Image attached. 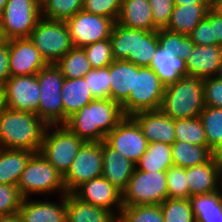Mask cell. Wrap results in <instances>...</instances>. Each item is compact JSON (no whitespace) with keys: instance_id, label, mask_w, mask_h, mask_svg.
Returning a JSON list of instances; mask_svg holds the SVG:
<instances>
[{"instance_id":"53","label":"cell","mask_w":222,"mask_h":222,"mask_svg":"<svg viewBox=\"0 0 222 222\" xmlns=\"http://www.w3.org/2000/svg\"><path fill=\"white\" fill-rule=\"evenodd\" d=\"M212 9L217 12L220 16H222V0H218L216 3L212 5Z\"/></svg>"},{"instance_id":"47","label":"cell","mask_w":222,"mask_h":222,"mask_svg":"<svg viewBox=\"0 0 222 222\" xmlns=\"http://www.w3.org/2000/svg\"><path fill=\"white\" fill-rule=\"evenodd\" d=\"M188 36L195 45L207 46L215 44L212 25L206 18L202 19Z\"/></svg>"},{"instance_id":"54","label":"cell","mask_w":222,"mask_h":222,"mask_svg":"<svg viewBox=\"0 0 222 222\" xmlns=\"http://www.w3.org/2000/svg\"><path fill=\"white\" fill-rule=\"evenodd\" d=\"M7 0H0V18L3 14L4 8L6 6Z\"/></svg>"},{"instance_id":"15","label":"cell","mask_w":222,"mask_h":222,"mask_svg":"<svg viewBox=\"0 0 222 222\" xmlns=\"http://www.w3.org/2000/svg\"><path fill=\"white\" fill-rule=\"evenodd\" d=\"M3 86L6 108L37 113L41 91L36 75L11 76Z\"/></svg>"},{"instance_id":"56","label":"cell","mask_w":222,"mask_h":222,"mask_svg":"<svg viewBox=\"0 0 222 222\" xmlns=\"http://www.w3.org/2000/svg\"><path fill=\"white\" fill-rule=\"evenodd\" d=\"M209 4L212 6L214 3H216L218 0H207Z\"/></svg>"},{"instance_id":"1","label":"cell","mask_w":222,"mask_h":222,"mask_svg":"<svg viewBox=\"0 0 222 222\" xmlns=\"http://www.w3.org/2000/svg\"><path fill=\"white\" fill-rule=\"evenodd\" d=\"M124 118L121 104L110 98H95L63 125L86 142H102Z\"/></svg>"},{"instance_id":"37","label":"cell","mask_w":222,"mask_h":222,"mask_svg":"<svg viewBox=\"0 0 222 222\" xmlns=\"http://www.w3.org/2000/svg\"><path fill=\"white\" fill-rule=\"evenodd\" d=\"M174 128L177 141L208 147L205 130L199 116L176 119Z\"/></svg>"},{"instance_id":"29","label":"cell","mask_w":222,"mask_h":222,"mask_svg":"<svg viewBox=\"0 0 222 222\" xmlns=\"http://www.w3.org/2000/svg\"><path fill=\"white\" fill-rule=\"evenodd\" d=\"M34 152L0 148V184L17 186L27 162Z\"/></svg>"},{"instance_id":"39","label":"cell","mask_w":222,"mask_h":222,"mask_svg":"<svg viewBox=\"0 0 222 222\" xmlns=\"http://www.w3.org/2000/svg\"><path fill=\"white\" fill-rule=\"evenodd\" d=\"M160 208L164 222H196L189 199L167 198Z\"/></svg>"},{"instance_id":"31","label":"cell","mask_w":222,"mask_h":222,"mask_svg":"<svg viewBox=\"0 0 222 222\" xmlns=\"http://www.w3.org/2000/svg\"><path fill=\"white\" fill-rule=\"evenodd\" d=\"M173 164L171 145L160 142L148 143L146 152L135 164L137 170L166 172Z\"/></svg>"},{"instance_id":"41","label":"cell","mask_w":222,"mask_h":222,"mask_svg":"<svg viewBox=\"0 0 222 222\" xmlns=\"http://www.w3.org/2000/svg\"><path fill=\"white\" fill-rule=\"evenodd\" d=\"M168 198L189 199L185 168L172 165L166 171Z\"/></svg>"},{"instance_id":"2","label":"cell","mask_w":222,"mask_h":222,"mask_svg":"<svg viewBox=\"0 0 222 222\" xmlns=\"http://www.w3.org/2000/svg\"><path fill=\"white\" fill-rule=\"evenodd\" d=\"M47 126L35 113L5 108L0 114V148L38 153Z\"/></svg>"},{"instance_id":"6","label":"cell","mask_w":222,"mask_h":222,"mask_svg":"<svg viewBox=\"0 0 222 222\" xmlns=\"http://www.w3.org/2000/svg\"><path fill=\"white\" fill-rule=\"evenodd\" d=\"M165 91V85L150 67H139L134 72L133 90L121 104L125 116L142 111L159 110Z\"/></svg>"},{"instance_id":"16","label":"cell","mask_w":222,"mask_h":222,"mask_svg":"<svg viewBox=\"0 0 222 222\" xmlns=\"http://www.w3.org/2000/svg\"><path fill=\"white\" fill-rule=\"evenodd\" d=\"M48 63L29 38L9 40L11 76L36 75Z\"/></svg>"},{"instance_id":"14","label":"cell","mask_w":222,"mask_h":222,"mask_svg":"<svg viewBox=\"0 0 222 222\" xmlns=\"http://www.w3.org/2000/svg\"><path fill=\"white\" fill-rule=\"evenodd\" d=\"M120 155L130 159L135 164L146 152L148 141L137 122L131 116L125 118L105 136L104 140Z\"/></svg>"},{"instance_id":"32","label":"cell","mask_w":222,"mask_h":222,"mask_svg":"<svg viewBox=\"0 0 222 222\" xmlns=\"http://www.w3.org/2000/svg\"><path fill=\"white\" fill-rule=\"evenodd\" d=\"M196 222H222V193L194 195L189 198Z\"/></svg>"},{"instance_id":"38","label":"cell","mask_w":222,"mask_h":222,"mask_svg":"<svg viewBox=\"0 0 222 222\" xmlns=\"http://www.w3.org/2000/svg\"><path fill=\"white\" fill-rule=\"evenodd\" d=\"M117 222H164L160 205L123 206Z\"/></svg>"},{"instance_id":"13","label":"cell","mask_w":222,"mask_h":222,"mask_svg":"<svg viewBox=\"0 0 222 222\" xmlns=\"http://www.w3.org/2000/svg\"><path fill=\"white\" fill-rule=\"evenodd\" d=\"M74 47L109 39L113 21L110 18L81 10L66 21Z\"/></svg>"},{"instance_id":"11","label":"cell","mask_w":222,"mask_h":222,"mask_svg":"<svg viewBox=\"0 0 222 222\" xmlns=\"http://www.w3.org/2000/svg\"><path fill=\"white\" fill-rule=\"evenodd\" d=\"M40 18V0H7L0 18L1 39L29 38Z\"/></svg>"},{"instance_id":"57","label":"cell","mask_w":222,"mask_h":222,"mask_svg":"<svg viewBox=\"0 0 222 222\" xmlns=\"http://www.w3.org/2000/svg\"><path fill=\"white\" fill-rule=\"evenodd\" d=\"M220 156V159H221V163H222V153L219 155Z\"/></svg>"},{"instance_id":"52","label":"cell","mask_w":222,"mask_h":222,"mask_svg":"<svg viewBox=\"0 0 222 222\" xmlns=\"http://www.w3.org/2000/svg\"><path fill=\"white\" fill-rule=\"evenodd\" d=\"M6 108L5 105V96H4V86L0 84V114Z\"/></svg>"},{"instance_id":"30","label":"cell","mask_w":222,"mask_h":222,"mask_svg":"<svg viewBox=\"0 0 222 222\" xmlns=\"http://www.w3.org/2000/svg\"><path fill=\"white\" fill-rule=\"evenodd\" d=\"M171 149L173 164L183 168L204 164L215 155L209 147L177 140L171 145Z\"/></svg>"},{"instance_id":"50","label":"cell","mask_w":222,"mask_h":222,"mask_svg":"<svg viewBox=\"0 0 222 222\" xmlns=\"http://www.w3.org/2000/svg\"><path fill=\"white\" fill-rule=\"evenodd\" d=\"M175 5L209 4L207 0H174Z\"/></svg>"},{"instance_id":"48","label":"cell","mask_w":222,"mask_h":222,"mask_svg":"<svg viewBox=\"0 0 222 222\" xmlns=\"http://www.w3.org/2000/svg\"><path fill=\"white\" fill-rule=\"evenodd\" d=\"M11 77L9 66V40H0V84Z\"/></svg>"},{"instance_id":"7","label":"cell","mask_w":222,"mask_h":222,"mask_svg":"<svg viewBox=\"0 0 222 222\" xmlns=\"http://www.w3.org/2000/svg\"><path fill=\"white\" fill-rule=\"evenodd\" d=\"M52 126H55V128L58 126V128L49 133L47 130L52 128ZM57 126H47L39 152L64 176L86 141L73 134L65 125L60 124Z\"/></svg>"},{"instance_id":"24","label":"cell","mask_w":222,"mask_h":222,"mask_svg":"<svg viewBox=\"0 0 222 222\" xmlns=\"http://www.w3.org/2000/svg\"><path fill=\"white\" fill-rule=\"evenodd\" d=\"M117 23L131 29L158 30L153 23L149 0H122Z\"/></svg>"},{"instance_id":"26","label":"cell","mask_w":222,"mask_h":222,"mask_svg":"<svg viewBox=\"0 0 222 222\" xmlns=\"http://www.w3.org/2000/svg\"><path fill=\"white\" fill-rule=\"evenodd\" d=\"M64 106V123L71 115L95 99L85 78L64 79L61 89Z\"/></svg>"},{"instance_id":"18","label":"cell","mask_w":222,"mask_h":222,"mask_svg":"<svg viewBox=\"0 0 222 222\" xmlns=\"http://www.w3.org/2000/svg\"><path fill=\"white\" fill-rule=\"evenodd\" d=\"M190 197L210 194L219 191V181L222 178V163L220 156L215 154L208 162L185 168ZM219 184V185H218Z\"/></svg>"},{"instance_id":"36","label":"cell","mask_w":222,"mask_h":222,"mask_svg":"<svg viewBox=\"0 0 222 222\" xmlns=\"http://www.w3.org/2000/svg\"><path fill=\"white\" fill-rule=\"evenodd\" d=\"M41 17L66 21L83 8V0H40Z\"/></svg>"},{"instance_id":"4","label":"cell","mask_w":222,"mask_h":222,"mask_svg":"<svg viewBox=\"0 0 222 222\" xmlns=\"http://www.w3.org/2000/svg\"><path fill=\"white\" fill-rule=\"evenodd\" d=\"M114 60L149 67L158 48L157 30L131 29L113 23L109 36Z\"/></svg>"},{"instance_id":"27","label":"cell","mask_w":222,"mask_h":222,"mask_svg":"<svg viewBox=\"0 0 222 222\" xmlns=\"http://www.w3.org/2000/svg\"><path fill=\"white\" fill-rule=\"evenodd\" d=\"M66 222H117L109 211L86 203L73 193H66Z\"/></svg>"},{"instance_id":"19","label":"cell","mask_w":222,"mask_h":222,"mask_svg":"<svg viewBox=\"0 0 222 222\" xmlns=\"http://www.w3.org/2000/svg\"><path fill=\"white\" fill-rule=\"evenodd\" d=\"M140 126L148 143L160 142L172 145L176 141L175 120L160 109L142 111L131 116Z\"/></svg>"},{"instance_id":"34","label":"cell","mask_w":222,"mask_h":222,"mask_svg":"<svg viewBox=\"0 0 222 222\" xmlns=\"http://www.w3.org/2000/svg\"><path fill=\"white\" fill-rule=\"evenodd\" d=\"M55 65L60 69L64 78H84L92 69L91 64L82 47H73Z\"/></svg>"},{"instance_id":"40","label":"cell","mask_w":222,"mask_h":222,"mask_svg":"<svg viewBox=\"0 0 222 222\" xmlns=\"http://www.w3.org/2000/svg\"><path fill=\"white\" fill-rule=\"evenodd\" d=\"M83 49L92 69L108 67L114 61L109 39L86 45Z\"/></svg>"},{"instance_id":"20","label":"cell","mask_w":222,"mask_h":222,"mask_svg":"<svg viewBox=\"0 0 222 222\" xmlns=\"http://www.w3.org/2000/svg\"><path fill=\"white\" fill-rule=\"evenodd\" d=\"M102 176L123 192L136 168L135 163L120 155L105 141H102Z\"/></svg>"},{"instance_id":"12","label":"cell","mask_w":222,"mask_h":222,"mask_svg":"<svg viewBox=\"0 0 222 222\" xmlns=\"http://www.w3.org/2000/svg\"><path fill=\"white\" fill-rule=\"evenodd\" d=\"M102 162V142H86L63 176L66 193H73L83 183L102 176Z\"/></svg>"},{"instance_id":"17","label":"cell","mask_w":222,"mask_h":222,"mask_svg":"<svg viewBox=\"0 0 222 222\" xmlns=\"http://www.w3.org/2000/svg\"><path fill=\"white\" fill-rule=\"evenodd\" d=\"M73 194L80 200L113 213L112 206L117 205V215L122 209V192L103 176L91 179L80 185Z\"/></svg>"},{"instance_id":"28","label":"cell","mask_w":222,"mask_h":222,"mask_svg":"<svg viewBox=\"0 0 222 222\" xmlns=\"http://www.w3.org/2000/svg\"><path fill=\"white\" fill-rule=\"evenodd\" d=\"M149 67L154 70L165 86L175 83L187 74L186 61L176 57L174 53L164 51L159 46Z\"/></svg>"},{"instance_id":"45","label":"cell","mask_w":222,"mask_h":222,"mask_svg":"<svg viewBox=\"0 0 222 222\" xmlns=\"http://www.w3.org/2000/svg\"><path fill=\"white\" fill-rule=\"evenodd\" d=\"M153 23L158 29H164L174 9V0H149Z\"/></svg>"},{"instance_id":"42","label":"cell","mask_w":222,"mask_h":222,"mask_svg":"<svg viewBox=\"0 0 222 222\" xmlns=\"http://www.w3.org/2000/svg\"><path fill=\"white\" fill-rule=\"evenodd\" d=\"M84 78L94 98H110L109 66L91 69Z\"/></svg>"},{"instance_id":"43","label":"cell","mask_w":222,"mask_h":222,"mask_svg":"<svg viewBox=\"0 0 222 222\" xmlns=\"http://www.w3.org/2000/svg\"><path fill=\"white\" fill-rule=\"evenodd\" d=\"M121 3L122 0H83L82 10L117 22L121 11Z\"/></svg>"},{"instance_id":"8","label":"cell","mask_w":222,"mask_h":222,"mask_svg":"<svg viewBox=\"0 0 222 222\" xmlns=\"http://www.w3.org/2000/svg\"><path fill=\"white\" fill-rule=\"evenodd\" d=\"M29 39L48 64H55L74 47L65 21L41 17Z\"/></svg>"},{"instance_id":"55","label":"cell","mask_w":222,"mask_h":222,"mask_svg":"<svg viewBox=\"0 0 222 222\" xmlns=\"http://www.w3.org/2000/svg\"><path fill=\"white\" fill-rule=\"evenodd\" d=\"M215 77L220 79V80H222V61L220 63V66H219V68L217 70V73H216Z\"/></svg>"},{"instance_id":"44","label":"cell","mask_w":222,"mask_h":222,"mask_svg":"<svg viewBox=\"0 0 222 222\" xmlns=\"http://www.w3.org/2000/svg\"><path fill=\"white\" fill-rule=\"evenodd\" d=\"M22 199L17 186L0 184V216L18 213Z\"/></svg>"},{"instance_id":"51","label":"cell","mask_w":222,"mask_h":222,"mask_svg":"<svg viewBox=\"0 0 222 222\" xmlns=\"http://www.w3.org/2000/svg\"><path fill=\"white\" fill-rule=\"evenodd\" d=\"M0 222H21L17 213L7 216H0Z\"/></svg>"},{"instance_id":"23","label":"cell","mask_w":222,"mask_h":222,"mask_svg":"<svg viewBox=\"0 0 222 222\" xmlns=\"http://www.w3.org/2000/svg\"><path fill=\"white\" fill-rule=\"evenodd\" d=\"M140 66L125 60H114L109 65L110 99L122 104L133 90L134 72Z\"/></svg>"},{"instance_id":"49","label":"cell","mask_w":222,"mask_h":222,"mask_svg":"<svg viewBox=\"0 0 222 222\" xmlns=\"http://www.w3.org/2000/svg\"><path fill=\"white\" fill-rule=\"evenodd\" d=\"M212 25L213 37L215 45H222V16L215 12L212 8L207 12L205 17Z\"/></svg>"},{"instance_id":"3","label":"cell","mask_w":222,"mask_h":222,"mask_svg":"<svg viewBox=\"0 0 222 222\" xmlns=\"http://www.w3.org/2000/svg\"><path fill=\"white\" fill-rule=\"evenodd\" d=\"M205 108L203 79L184 74L173 84L165 86L160 110L172 119L198 117Z\"/></svg>"},{"instance_id":"21","label":"cell","mask_w":222,"mask_h":222,"mask_svg":"<svg viewBox=\"0 0 222 222\" xmlns=\"http://www.w3.org/2000/svg\"><path fill=\"white\" fill-rule=\"evenodd\" d=\"M60 205L49 201H28L24 198L18 210L21 222H66V194Z\"/></svg>"},{"instance_id":"5","label":"cell","mask_w":222,"mask_h":222,"mask_svg":"<svg viewBox=\"0 0 222 222\" xmlns=\"http://www.w3.org/2000/svg\"><path fill=\"white\" fill-rule=\"evenodd\" d=\"M17 188L23 199L32 193L48 194L58 191L61 195L66 194L63 175L40 152L30 157L17 183Z\"/></svg>"},{"instance_id":"46","label":"cell","mask_w":222,"mask_h":222,"mask_svg":"<svg viewBox=\"0 0 222 222\" xmlns=\"http://www.w3.org/2000/svg\"><path fill=\"white\" fill-rule=\"evenodd\" d=\"M205 106L222 108V80L213 77L203 79Z\"/></svg>"},{"instance_id":"10","label":"cell","mask_w":222,"mask_h":222,"mask_svg":"<svg viewBox=\"0 0 222 222\" xmlns=\"http://www.w3.org/2000/svg\"><path fill=\"white\" fill-rule=\"evenodd\" d=\"M168 198L166 172H145L135 168L122 192L123 206L160 205Z\"/></svg>"},{"instance_id":"35","label":"cell","mask_w":222,"mask_h":222,"mask_svg":"<svg viewBox=\"0 0 222 222\" xmlns=\"http://www.w3.org/2000/svg\"><path fill=\"white\" fill-rule=\"evenodd\" d=\"M157 38L160 48L169 53H174L176 57L185 61L189 59L195 45L189 36L166 29H158Z\"/></svg>"},{"instance_id":"22","label":"cell","mask_w":222,"mask_h":222,"mask_svg":"<svg viewBox=\"0 0 222 222\" xmlns=\"http://www.w3.org/2000/svg\"><path fill=\"white\" fill-rule=\"evenodd\" d=\"M222 61V45H194V49L186 60L187 74L198 75L202 79L213 77Z\"/></svg>"},{"instance_id":"9","label":"cell","mask_w":222,"mask_h":222,"mask_svg":"<svg viewBox=\"0 0 222 222\" xmlns=\"http://www.w3.org/2000/svg\"><path fill=\"white\" fill-rule=\"evenodd\" d=\"M40 85V103L37 116L47 125L64 124V106L61 89L64 76L55 64H48L37 74Z\"/></svg>"},{"instance_id":"33","label":"cell","mask_w":222,"mask_h":222,"mask_svg":"<svg viewBox=\"0 0 222 222\" xmlns=\"http://www.w3.org/2000/svg\"><path fill=\"white\" fill-rule=\"evenodd\" d=\"M208 147L217 155L222 153V108L205 106L200 113Z\"/></svg>"},{"instance_id":"25","label":"cell","mask_w":222,"mask_h":222,"mask_svg":"<svg viewBox=\"0 0 222 222\" xmlns=\"http://www.w3.org/2000/svg\"><path fill=\"white\" fill-rule=\"evenodd\" d=\"M211 8L210 4L175 5L164 29L188 36Z\"/></svg>"}]
</instances>
